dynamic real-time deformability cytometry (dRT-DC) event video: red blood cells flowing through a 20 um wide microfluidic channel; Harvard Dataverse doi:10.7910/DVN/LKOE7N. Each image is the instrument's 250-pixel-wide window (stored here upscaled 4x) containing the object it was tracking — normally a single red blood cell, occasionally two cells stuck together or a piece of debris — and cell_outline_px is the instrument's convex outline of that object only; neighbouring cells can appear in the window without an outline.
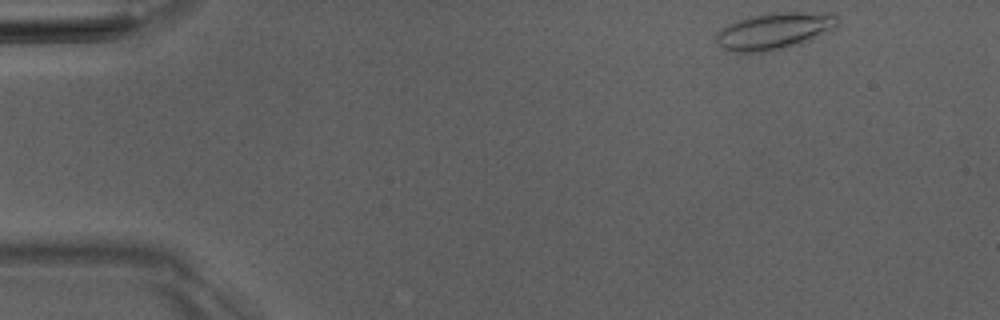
{"species": "Egyptian fruit bat (a non-hibernating species)", "species_latin": "Rousettus aegyptiacus", "temperature_condition": "room temperature", "stored_images_in_passage": 4, "camera_frame_rate_fps": 3000, "um_per_image_px": 0.085, "animal": {"sex": "male"}, "frame": {"image": 1, "passage_image": 1, "time_ms": 0.0, "image_size_px": [1000, 320], "cell_outline_px": [[840, 24], [836, 28], [812, 40], [800, 44], [784, 48], [764, 52], [728, 52], [720, 48], [716, 44], [716, 32], [720, 28], [736, 20], [752, 16], [772, 12], [800, 12], [840, 16]], "centroid_in_image_um": [65.78, 2.65], "position_along_channel_um": 19.2, "area_um2": 26.36}}